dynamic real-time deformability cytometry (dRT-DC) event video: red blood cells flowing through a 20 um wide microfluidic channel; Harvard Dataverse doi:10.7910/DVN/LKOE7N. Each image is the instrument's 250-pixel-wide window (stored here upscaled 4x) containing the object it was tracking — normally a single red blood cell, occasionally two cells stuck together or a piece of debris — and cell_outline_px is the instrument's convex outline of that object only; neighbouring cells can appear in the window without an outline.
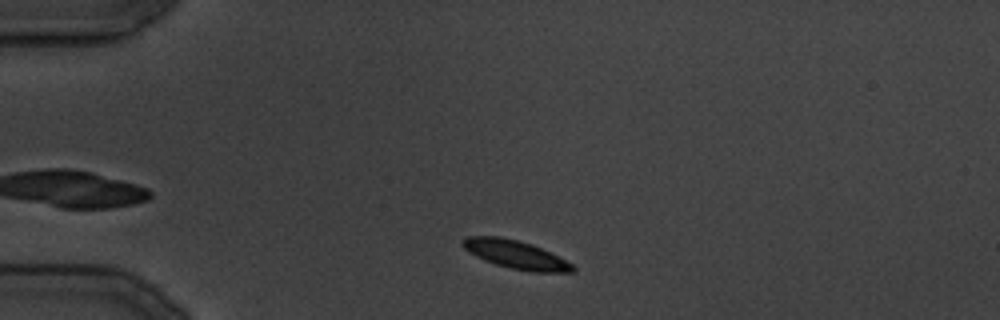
{"species": "common noctule bat (a hibernating species)", "species_latin": "Nyctalus noctula", "temperature_condition": "cold", "stored_images_in_passage": 9, "camera_frame_rate_fps": 3000, "um_per_image_px": 0.085, "animal": {"sex": "male", "body_mass_g": 19.5, "forearm_length_mm": 54.6}, "frame": {"image": 1, "passage_image": 2, "time_ms": 1.333, "image_size_px": [1000, 320], "cell_outline_px": [[576, 268], [572, 272], [532, 272], [512, 268], [496, 264], [484, 260], [476, 256], [464, 248], [460, 244], [460, 240], [468, 236], [500, 236], [532, 244], [572, 264]], "centroid_in_image_um": [43.78, 21.62], "position_along_channel_um": 41.2, "area_um2": 17.86}}
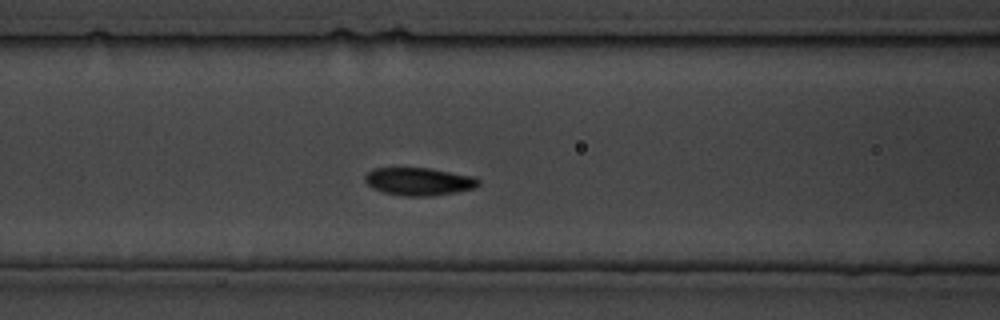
{"frame": {"image": 2, "passage_image": 9, "time_ms": 9.333, "image_size_px": [1000, 320], "cell_outline_px": [[480, 184], [472, 188], [456, 192], [432, 196], [404, 196], [384, 192], [372, 188], [364, 180], [364, 176], [372, 168], [428, 168], [472, 176], [480, 180]], "centroid_in_image_um": [35.57, 15.43], "position_along_channel_um": 131.0, "area_um2": 18.26}}